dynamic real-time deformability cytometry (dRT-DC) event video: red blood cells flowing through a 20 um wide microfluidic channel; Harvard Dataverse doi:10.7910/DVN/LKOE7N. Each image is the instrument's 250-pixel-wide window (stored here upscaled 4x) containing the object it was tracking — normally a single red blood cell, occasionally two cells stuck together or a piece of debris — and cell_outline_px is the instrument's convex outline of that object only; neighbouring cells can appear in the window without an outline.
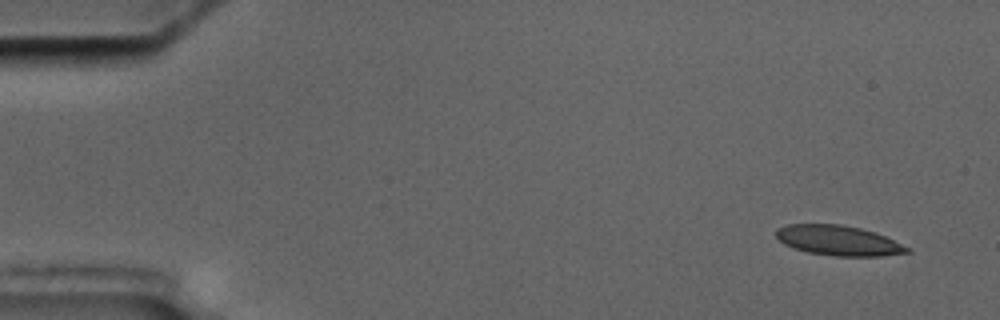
{"species": "common noctule bat (a hibernating species)", "species_latin": "Nyctalus noctula", "temperature_condition": "cold", "stored_images_in_passage": 4, "camera_frame_rate_fps": 3000, "um_per_image_px": 0.085, "animal": {"sex": "male", "body_mass_g": 17.5, "forearm_length_mm": 52.3}, "frame": {"image": 1, "passage_image": 1, "time_ms": 0.0, "image_size_px": [1000, 320], "cell_outline_px": [[912, 252], [880, 256], [832, 256], [808, 252], [792, 248], [784, 244], [776, 236], [776, 228], [788, 224], [840, 224], [860, 228], [876, 232], [912, 248]], "centroid_in_image_um": [71.29, 20.44], "position_along_channel_um": 13.7, "area_um2": 23.12}}
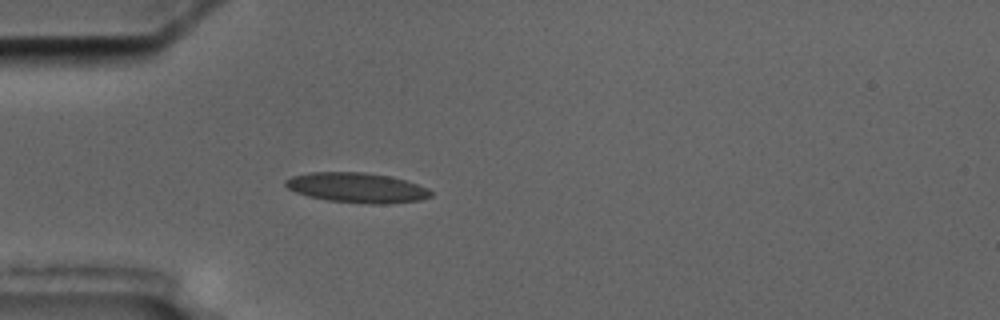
{"frame": {"image": 2, "passage_image": 4, "time_ms": 4.333, "image_size_px": [1000, 320], "cell_outline_px": [[432, 196], [420, 200], [376, 204], [368, 204], [328, 200], [308, 196], [296, 192], [288, 188], [284, 184], [284, 180], [292, 176], [308, 172], [364, 172], [388, 176], [404, 180], [428, 188], [432, 192]], "centroid_in_image_um": [30.3, 15.95], "position_along_channel_um": 54.7, "area_um2": 25.2}}